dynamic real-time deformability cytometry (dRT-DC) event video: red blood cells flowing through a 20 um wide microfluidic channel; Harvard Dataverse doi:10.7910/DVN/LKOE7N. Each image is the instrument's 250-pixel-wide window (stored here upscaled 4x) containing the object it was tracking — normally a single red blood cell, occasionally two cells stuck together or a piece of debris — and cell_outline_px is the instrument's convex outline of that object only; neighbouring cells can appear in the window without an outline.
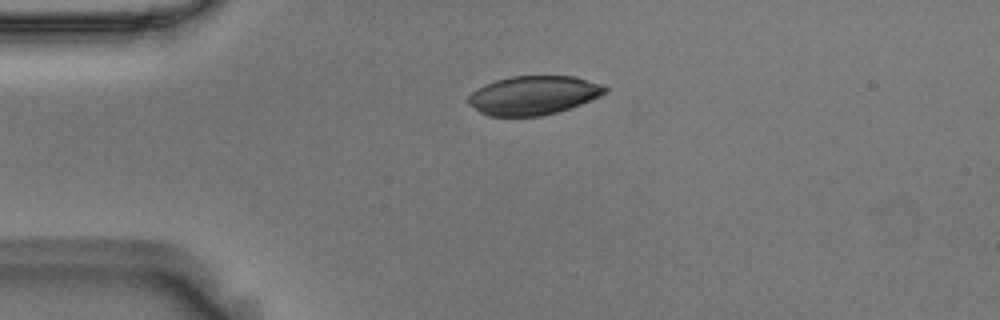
{"species": "Egyptian fruit bat (a non-hibernating species)", "species_latin": "Rousettus aegyptiacus", "temperature_condition": "room temperature", "stored_images_in_passage": 44, "camera_frame_rate_fps": 3000, "um_per_image_px": 0.085, "animal": {"sex": "male"}, "frame": {"image": 1, "passage_image": 1, "time_ms": 0.0, "image_size_px": [1000, 320], "cell_outline_px": [[608, 88], [600, 96], [580, 104], [556, 112], [540, 116], [488, 116], [480, 112], [468, 104], [468, 96], [472, 92], [484, 84], [496, 80], [512, 76], [572, 76], [604, 84]], "centroid_in_image_um": [45.32, 8.09], "position_along_channel_um": 39.7, "area_um2": 30.81}}
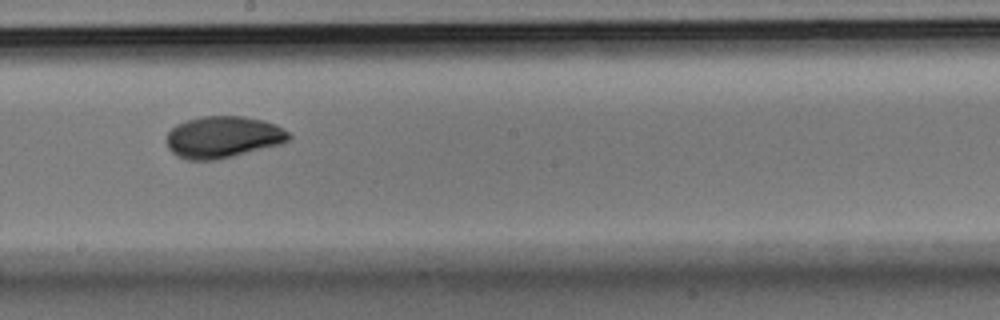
{"frame": {"image": 2, "passage_image": 19, "time_ms": 6.0, "image_size_px": [1000, 320], "cell_outline_px": [[292, 136], [288, 140], [280, 144], [216, 160], [184, 160], [176, 156], [168, 148], [168, 132], [176, 124], [200, 116], [244, 116], [264, 120], [276, 124], [288, 132]], "centroid_in_image_um": [18.95, 11.65], "position_along_channel_um": 229.3, "area_um2": 29.71}}
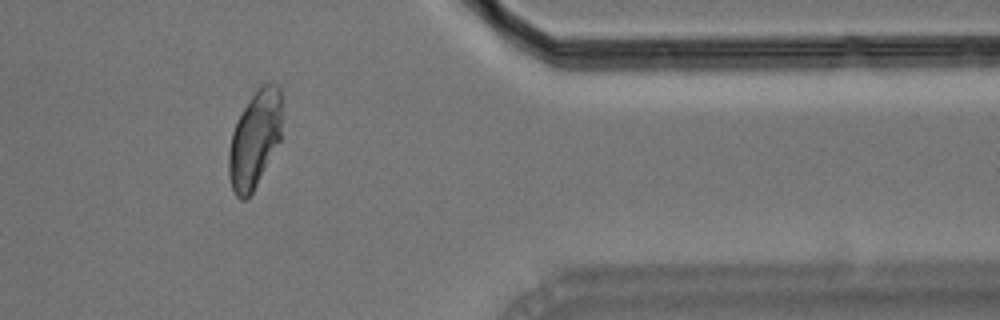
{"frame": {"image": 3, "passage_image": 34, "time_ms": 11.0, "image_size_px": [1000, 320], "cell_outline_px": [[280, 140], [252, 192], [244, 200], [240, 200], [236, 196], [232, 188], [228, 176], [228, 152], [232, 132], [244, 108], [256, 88], [260, 84], [272, 80], [280, 84]], "centroid_in_image_um": [21.64, 11.8], "position_along_channel_um": 389.8, "area_um2": 29.88}}